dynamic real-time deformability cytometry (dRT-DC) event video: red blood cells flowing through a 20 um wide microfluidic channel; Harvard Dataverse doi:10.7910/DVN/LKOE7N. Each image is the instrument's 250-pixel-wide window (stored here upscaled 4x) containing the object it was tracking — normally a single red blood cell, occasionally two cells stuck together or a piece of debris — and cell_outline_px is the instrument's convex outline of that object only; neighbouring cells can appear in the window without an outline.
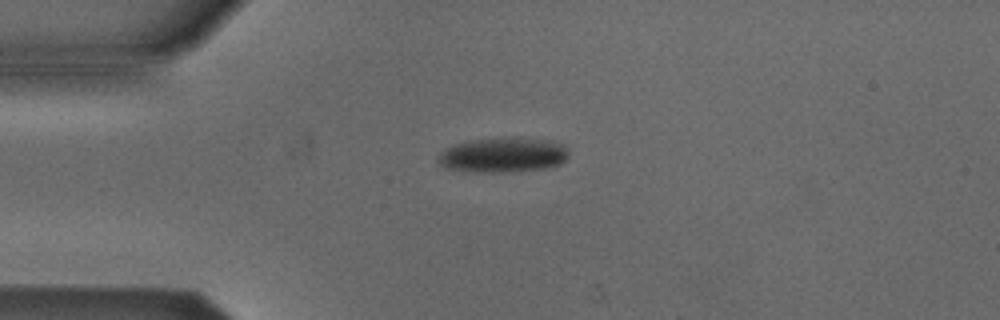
{"species": "Egyptian fruit bat (a non-hibernating species)", "species_latin": "Rousettus aegyptiacus", "temperature_condition": "cold", "stored_images_in_passage": 4, "camera_frame_rate_fps": 3000, "um_per_image_px": 0.085, "animal": {"sex": "male"}, "frame": {"image": 1, "passage_image": 3, "time_ms": 2.333, "image_size_px": [1000, 320], "cell_outline_px": [[568, 156], [560, 164], [544, 168], [504, 172], [480, 172], [444, 168], [436, 160], [440, 152], [452, 144], [472, 140], [548, 140], [564, 144], [568, 152]], "centroid_in_image_um": [42.71, 13.21], "position_along_channel_um": 42.3, "area_um2": 25.66}}